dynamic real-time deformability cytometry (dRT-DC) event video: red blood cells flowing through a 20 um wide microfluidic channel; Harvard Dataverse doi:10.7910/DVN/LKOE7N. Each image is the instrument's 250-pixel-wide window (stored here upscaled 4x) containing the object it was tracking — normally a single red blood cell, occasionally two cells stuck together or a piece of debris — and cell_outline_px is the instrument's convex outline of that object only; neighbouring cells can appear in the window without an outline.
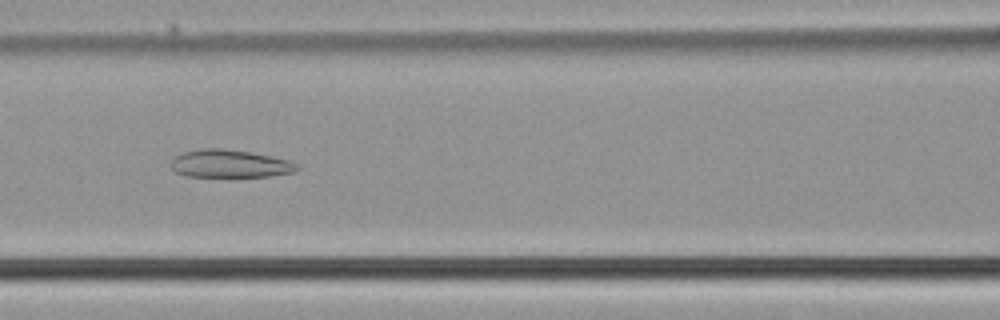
{"species": "common noctule bat (a hibernating species)", "species_latin": "Nyctalus noctula", "temperature_condition": "cold", "stored_images_in_passage": 50, "camera_frame_rate_fps": 3000, "um_per_image_px": 0.085, "animal": {"sex": "male", "body_mass_g": 21.5, "forearm_length_mm": 52.0}, "frame": {"image": 1, "passage_image": 22, "time_ms": 7.0, "image_size_px": [1000, 320], "cell_outline_px": [[300, 168], [296, 172], [268, 176], [188, 176], [176, 172], [168, 164], [176, 156], [184, 152], [200, 148], [220, 148], [252, 152], [288, 160], [296, 164]], "centroid_in_image_um": [19.53, 13.91], "position_along_channel_um": 147.1, "area_um2": 20.35}}
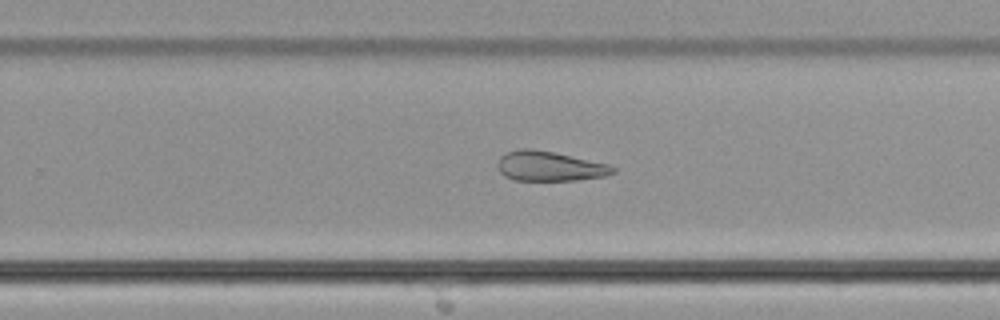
{"frame": {"image": 2, "passage_image": 32, "time_ms": 10.333, "image_size_px": [1000, 320], "cell_outline_px": [[616, 172], [604, 176], [576, 180], [512, 180], [504, 176], [496, 168], [496, 164], [500, 156], [508, 152], [520, 148], [532, 148], [552, 152], [608, 164], [616, 168]], "centroid_in_image_um": [46.66, 14.13], "position_along_channel_um": 283.1, "area_um2": 20.0}}
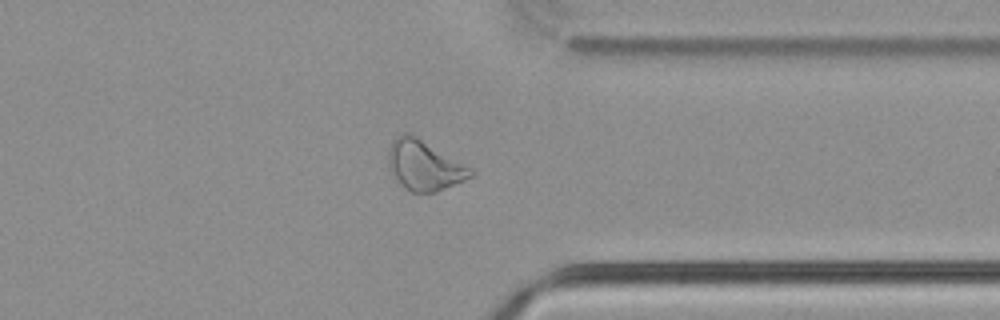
{"frame": {"image": 3, "passage_image": 39, "time_ms": 12.667, "image_size_px": [1000, 320], "cell_outline_px": [[476, 172], [472, 176], [464, 180], [436, 192], [412, 192], [404, 188], [388, 168], [388, 148], [392, 140], [404, 132], [408, 132], [472, 168]], "centroid_in_image_um": [36.04, 14.06], "position_along_channel_um": 375.4, "area_um2": 23.76}}